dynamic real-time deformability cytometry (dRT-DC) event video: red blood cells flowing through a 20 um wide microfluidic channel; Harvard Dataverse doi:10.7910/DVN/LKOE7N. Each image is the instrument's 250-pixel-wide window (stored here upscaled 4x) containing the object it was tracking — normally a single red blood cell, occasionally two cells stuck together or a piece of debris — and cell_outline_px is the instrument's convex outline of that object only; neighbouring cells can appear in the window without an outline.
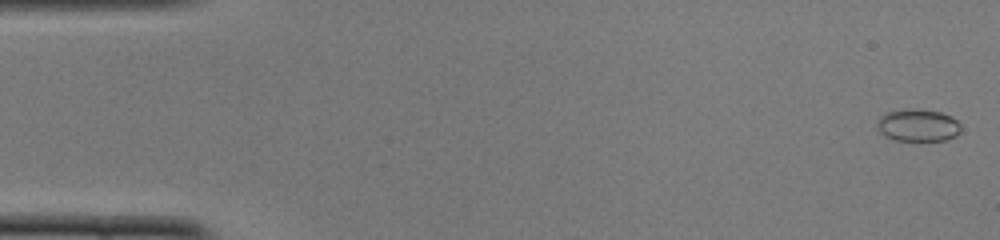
{"species": "common noctule bat (a hibernating species)", "species_latin": "Nyctalus noctula", "temperature_condition": "cold", "stored_images_in_passage": 51, "camera_frame_rate_fps": 3000, "um_per_image_px": 0.085, "animal": {"sex": "female", "body_mass_g": 22.0, "forearm_length_mm": 56.7}, "frame": {"image": 1, "passage_image": 2, "time_ms": 0.333, "image_size_px": [1000, 240], "cell_outline_px": [[960, 132], [956, 136], [944, 140], [892, 140], [884, 136], [880, 132], [876, 124], [880, 116], [884, 112], [908, 108], [916, 108], [940, 112], [952, 116], [960, 124]], "centroid_in_image_um": [78.0, 10.63], "position_along_channel_um": 7.0, "area_um2": 16.01}}
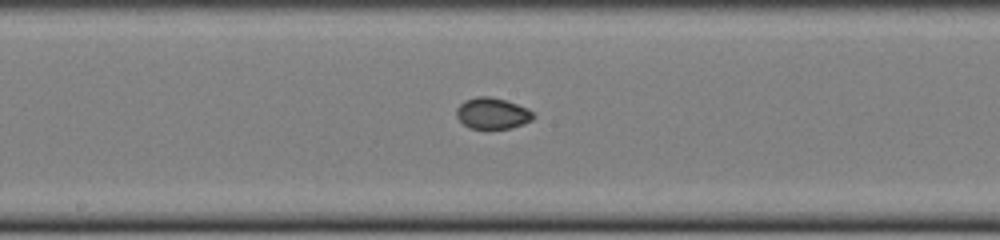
{"frame": {"image": 2, "passage_image": 27, "time_ms": 8.667, "image_size_px": [1000, 240], "cell_outline_px": [[532, 120], [524, 124], [512, 128], [468, 128], [456, 116], [456, 108], [464, 100], [476, 96], [488, 96], [504, 100], [528, 108], [532, 112]], "centroid_in_image_um": [41.82, 9.63], "position_along_channel_um": 206.4, "area_um2": 13.87}}
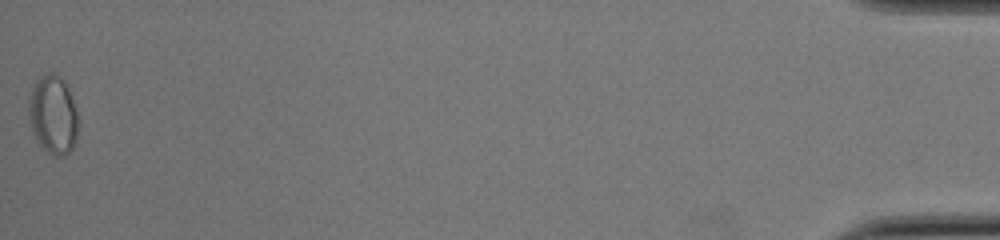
{"frame": {"image": 3, "passage_image": 51, "time_ms": 16.667, "image_size_px": [1000, 240], "cell_outline_px": [[80, 124], [76, 140], [72, 148], [64, 156], [56, 156], [48, 152], [36, 140], [32, 132], [28, 120], [28, 96], [32, 88], [48, 72], [52, 72], [60, 76], [64, 80], [68, 88], [80, 120]], "centroid_in_image_um": [4.52, 9.78], "position_along_channel_um": 430.7, "area_um2": 22.95}}